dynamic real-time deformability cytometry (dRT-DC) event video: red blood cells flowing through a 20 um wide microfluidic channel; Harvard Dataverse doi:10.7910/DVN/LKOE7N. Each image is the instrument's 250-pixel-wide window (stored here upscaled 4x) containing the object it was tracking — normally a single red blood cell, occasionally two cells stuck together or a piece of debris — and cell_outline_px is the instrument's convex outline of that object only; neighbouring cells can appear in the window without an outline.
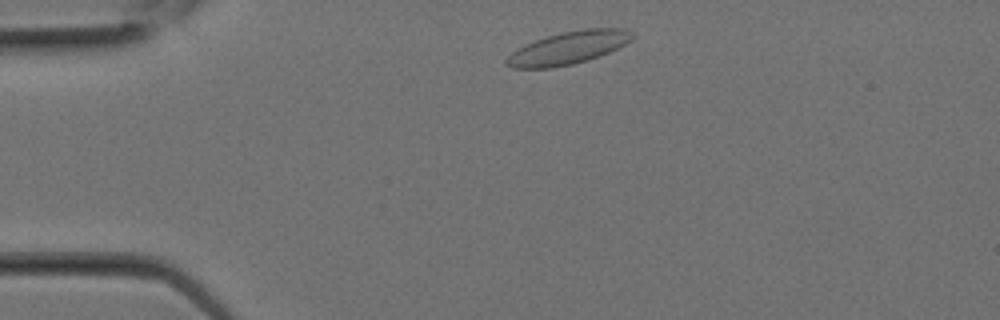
{"species": "Egyptian fruit bat (a non-hibernating species)", "species_latin": "Rousettus aegyptiacus", "temperature_condition": "room temperature", "stored_images_in_passage": 20, "camera_frame_rate_fps": 3000, "um_per_image_px": 0.085, "animal": {"sex": "female"}, "frame": {"image": 1, "passage_image": 1, "time_ms": 0.0, "image_size_px": [1000, 320], "cell_outline_px": [[636, 36], [632, 40], [600, 56], [588, 60], [572, 64], [552, 68], [512, 68], [504, 64], [504, 60], [512, 52], [524, 44], [548, 36], [564, 32], [584, 28], [624, 28], [632, 32]], "centroid_in_image_um": [48.3, 4.07], "position_along_channel_um": 36.7, "area_um2": 23.99}}
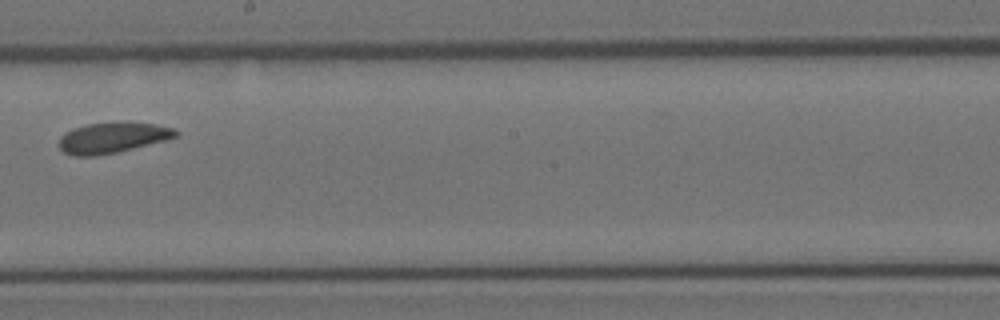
{"frame": {"image": 2, "passage_image": 10, "time_ms": 3.0, "image_size_px": [1000, 320], "cell_outline_px": [[180, 132], [176, 136], [164, 140], [116, 152], [96, 156], [72, 156], [64, 152], [60, 148], [60, 136], [64, 132], [88, 124], [116, 120], [156, 124], [172, 128]], "centroid_in_image_um": [9.54, 11.68], "position_along_channel_um": 238.7, "area_um2": 20.92}}
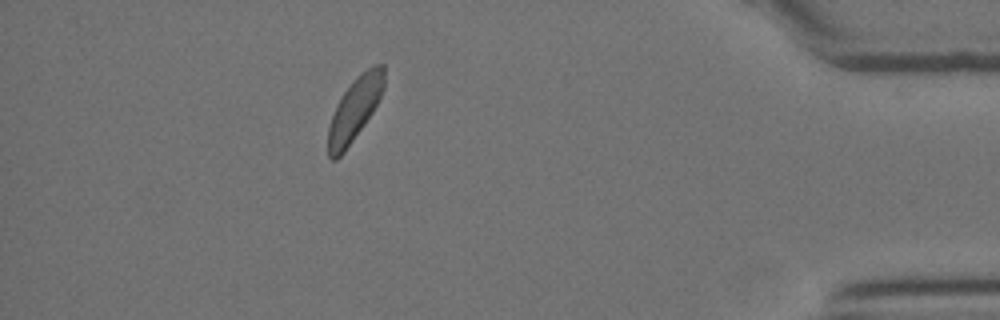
{"frame": {"image": 3, "passage_image": 18, "time_ms": 5.667, "image_size_px": [1000, 320], "cell_outline_px": [[384, 88], [372, 112], [364, 124], [344, 152], [336, 160], [332, 160], [328, 156], [328, 128], [332, 116], [344, 92], [352, 80], [360, 72], [372, 64], [384, 64]], "centroid_in_image_um": [30.15, 9.25], "position_along_channel_um": 405.0, "area_um2": 20.29}}